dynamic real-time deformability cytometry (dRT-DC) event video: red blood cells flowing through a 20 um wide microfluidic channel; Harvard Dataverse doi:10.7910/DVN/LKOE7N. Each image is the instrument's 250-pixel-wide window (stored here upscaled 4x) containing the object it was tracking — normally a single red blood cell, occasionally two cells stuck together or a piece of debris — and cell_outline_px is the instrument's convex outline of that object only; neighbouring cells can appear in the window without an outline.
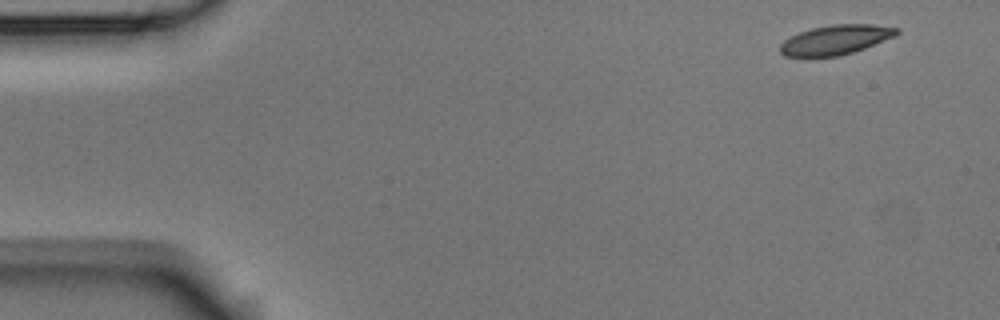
{"species": "Egyptian fruit bat (a non-hibernating species)", "species_latin": "Rousettus aegyptiacus", "temperature_condition": "room temperature", "stored_images_in_passage": 9, "camera_frame_rate_fps": 3000, "um_per_image_px": 0.085, "animal": {"sex": "male"}, "frame": {"image": 1, "passage_image": 1, "time_ms": 0.0, "image_size_px": [1000, 320], "cell_outline_px": [[900, 32], [896, 36], [864, 48], [840, 56], [808, 60], [784, 56], [780, 52], [780, 44], [784, 40], [800, 32], [812, 28], [832, 24], [872, 24], [900, 28]], "centroid_in_image_um": [70.98, 3.43], "position_along_channel_um": 14.0, "area_um2": 20.81}}
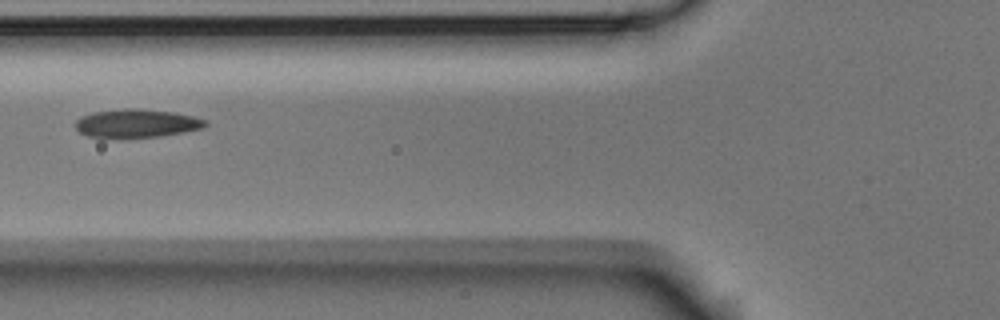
{"frame": {"image": 2, "passage_image": 6, "time_ms": 1.667, "image_size_px": [1000, 320], "cell_outline_px": [[208, 124], [204, 128], [184, 132], [160, 136], [104, 140], [88, 136], [80, 132], [76, 128], [76, 120], [80, 116], [92, 112], [124, 108], [140, 108], [176, 112], [208, 120]], "centroid_in_image_um": [11.59, 10.5], "position_along_channel_um": 114.2, "area_um2": 22.31}}
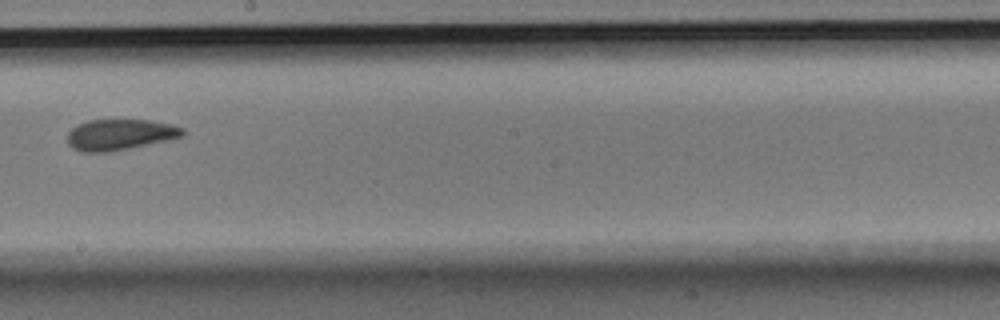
{"frame": {"image": 3, "passage_image": 9, "time_ms": 2.667, "image_size_px": [1000, 320], "cell_outline_px": [[184, 132], [180, 136], [172, 140], [112, 152], [80, 152], [72, 148], [68, 144], [68, 132], [72, 128], [88, 120], [152, 120], [172, 124], [184, 128]], "centroid_in_image_um": [10.22, 11.46], "position_along_channel_um": 238.0, "area_um2": 21.04}}